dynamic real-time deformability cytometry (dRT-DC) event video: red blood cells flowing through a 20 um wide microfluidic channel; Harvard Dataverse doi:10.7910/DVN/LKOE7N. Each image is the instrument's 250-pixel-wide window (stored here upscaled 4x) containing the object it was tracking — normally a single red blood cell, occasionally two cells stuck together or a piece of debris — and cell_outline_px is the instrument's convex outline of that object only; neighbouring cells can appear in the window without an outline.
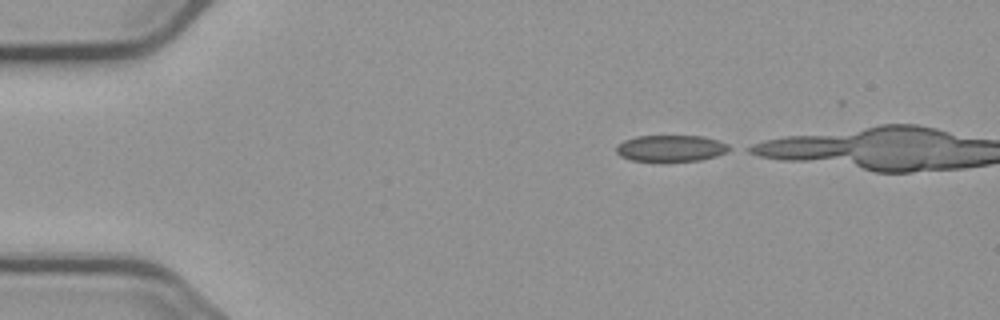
{"species": "common noctule bat (a hibernating species)", "species_latin": "Nyctalus noctula", "temperature_condition": "cold", "stored_images_in_passage": 4, "camera_frame_rate_fps": 3000, "um_per_image_px": 0.085, "animal": {"sex": "male", "body_mass_g": 23.1, "forearm_length_mm": 52.7}, "frame": {"image": 1, "passage_image": 1, "time_ms": 0.0, "image_size_px": [1000, 320], "cell_outline_px": [[736, 148], [728, 152], [716, 156], [700, 160], [664, 164], [632, 160], [620, 156], [616, 152], [616, 144], [624, 140], [636, 136], [704, 136], [728, 144]], "centroid_in_image_um": [57.04, 12.65], "position_along_channel_um": 28.0, "area_um2": 18.32}}